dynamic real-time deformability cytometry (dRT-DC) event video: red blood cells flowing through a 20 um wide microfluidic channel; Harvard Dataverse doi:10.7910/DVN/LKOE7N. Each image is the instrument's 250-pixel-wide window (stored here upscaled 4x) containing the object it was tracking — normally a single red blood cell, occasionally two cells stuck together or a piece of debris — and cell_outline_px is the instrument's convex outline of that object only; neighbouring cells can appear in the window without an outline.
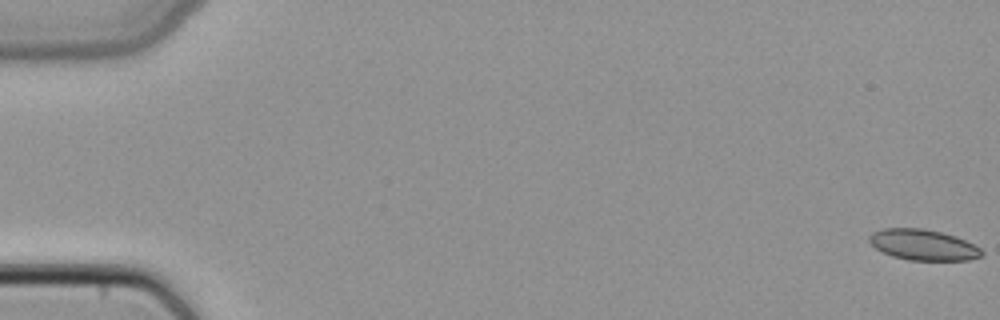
{"species": "common noctule bat (a hibernating species)", "species_latin": "Nyctalus noctula", "temperature_condition": "cold", "stored_images_in_passage": 50, "camera_frame_rate_fps": 3000, "um_per_image_px": 0.085, "animal": {"sex": "female", "body_mass_g": 22.7, "forearm_length_mm": 54.2}, "frame": {"image": 1, "passage_image": 1, "time_ms": 0.0, "image_size_px": [1000, 320], "cell_outline_px": [[984, 256], [968, 260], [908, 260], [892, 256], [876, 248], [868, 240], [868, 236], [872, 232], [884, 228], [924, 228], [956, 236], [980, 248], [984, 252]], "centroid_in_image_um": [78.47, 20.81], "position_along_channel_um": 6.5, "area_um2": 20.17}}
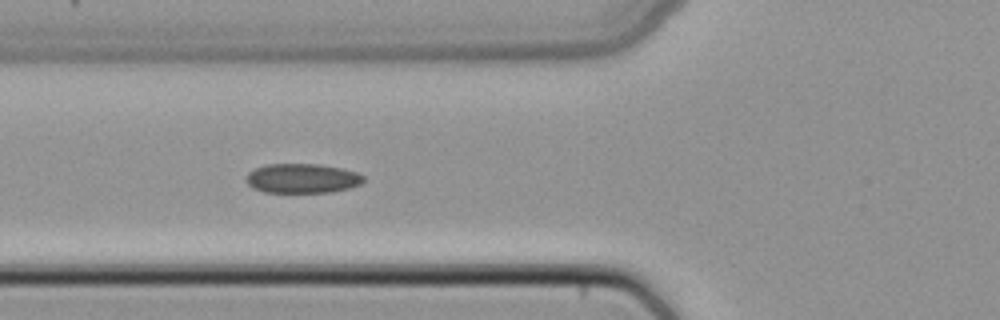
{"frame": {"image": 2, "passage_image": 20, "time_ms": 6.333, "image_size_px": [1000, 320], "cell_outline_px": [[364, 180], [360, 184], [352, 188], [332, 192], [264, 192], [252, 188], [244, 180], [248, 172], [264, 164], [320, 164], [344, 168], [356, 172], [364, 176]], "centroid_in_image_um": [25.69, 15.16], "position_along_channel_um": 100.1, "area_um2": 20.46}}
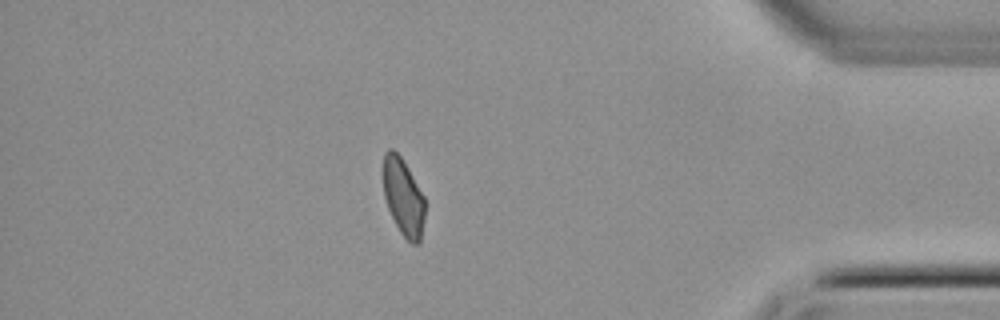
{"frame": {"image": 3, "passage_image": 44, "time_ms": 14.333, "image_size_px": [1000, 320], "cell_outline_px": [[424, 220], [420, 244], [412, 244], [400, 232], [388, 208], [384, 196], [384, 152], [388, 148], [392, 148], [400, 156], [408, 168], [424, 196]], "centroid_in_image_um": [34.29, 16.76], "position_along_channel_um": 400.9, "area_um2": 18.55}}